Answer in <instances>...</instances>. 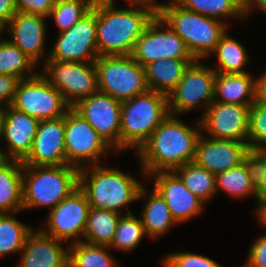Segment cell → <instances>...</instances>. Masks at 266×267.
<instances>
[{"instance_id": "cell-2", "label": "cell", "mask_w": 266, "mask_h": 267, "mask_svg": "<svg viewBox=\"0 0 266 267\" xmlns=\"http://www.w3.org/2000/svg\"><path fill=\"white\" fill-rule=\"evenodd\" d=\"M157 15V5L129 6L97 3L96 40L99 56L132 55L136 41Z\"/></svg>"}, {"instance_id": "cell-13", "label": "cell", "mask_w": 266, "mask_h": 267, "mask_svg": "<svg viewBox=\"0 0 266 267\" xmlns=\"http://www.w3.org/2000/svg\"><path fill=\"white\" fill-rule=\"evenodd\" d=\"M131 56L142 66L163 58L195 59L182 38L158 14L136 41Z\"/></svg>"}, {"instance_id": "cell-12", "label": "cell", "mask_w": 266, "mask_h": 267, "mask_svg": "<svg viewBox=\"0 0 266 267\" xmlns=\"http://www.w3.org/2000/svg\"><path fill=\"white\" fill-rule=\"evenodd\" d=\"M97 2L69 30L59 32L48 59L62 62H95L99 57L96 40Z\"/></svg>"}, {"instance_id": "cell-35", "label": "cell", "mask_w": 266, "mask_h": 267, "mask_svg": "<svg viewBox=\"0 0 266 267\" xmlns=\"http://www.w3.org/2000/svg\"><path fill=\"white\" fill-rule=\"evenodd\" d=\"M118 221L114 239L109 246L111 249L131 252L140 245L143 237H146L142 222L130 210H126Z\"/></svg>"}, {"instance_id": "cell-6", "label": "cell", "mask_w": 266, "mask_h": 267, "mask_svg": "<svg viewBox=\"0 0 266 267\" xmlns=\"http://www.w3.org/2000/svg\"><path fill=\"white\" fill-rule=\"evenodd\" d=\"M169 114L168 96L156 91L122 101L120 152L133 148L136 153Z\"/></svg>"}, {"instance_id": "cell-45", "label": "cell", "mask_w": 266, "mask_h": 267, "mask_svg": "<svg viewBox=\"0 0 266 267\" xmlns=\"http://www.w3.org/2000/svg\"><path fill=\"white\" fill-rule=\"evenodd\" d=\"M94 2L97 3H102L106 5H112L115 6V3L117 2L116 0H93ZM127 1L129 6H139V5H157L158 2L157 0H125Z\"/></svg>"}, {"instance_id": "cell-23", "label": "cell", "mask_w": 266, "mask_h": 267, "mask_svg": "<svg viewBox=\"0 0 266 267\" xmlns=\"http://www.w3.org/2000/svg\"><path fill=\"white\" fill-rule=\"evenodd\" d=\"M259 98V77L252 73H216L214 101L252 106Z\"/></svg>"}, {"instance_id": "cell-14", "label": "cell", "mask_w": 266, "mask_h": 267, "mask_svg": "<svg viewBox=\"0 0 266 267\" xmlns=\"http://www.w3.org/2000/svg\"><path fill=\"white\" fill-rule=\"evenodd\" d=\"M90 208L86 195L78 187L49 210L45 224L47 228L40 227V230L57 240L69 241V245L83 241Z\"/></svg>"}, {"instance_id": "cell-37", "label": "cell", "mask_w": 266, "mask_h": 267, "mask_svg": "<svg viewBox=\"0 0 266 267\" xmlns=\"http://www.w3.org/2000/svg\"><path fill=\"white\" fill-rule=\"evenodd\" d=\"M247 144L251 152L266 149V102L260 98L250 106Z\"/></svg>"}, {"instance_id": "cell-31", "label": "cell", "mask_w": 266, "mask_h": 267, "mask_svg": "<svg viewBox=\"0 0 266 267\" xmlns=\"http://www.w3.org/2000/svg\"><path fill=\"white\" fill-rule=\"evenodd\" d=\"M174 172L181 178L186 188L206 204L217 194L216 175L195 162H188Z\"/></svg>"}, {"instance_id": "cell-30", "label": "cell", "mask_w": 266, "mask_h": 267, "mask_svg": "<svg viewBox=\"0 0 266 267\" xmlns=\"http://www.w3.org/2000/svg\"><path fill=\"white\" fill-rule=\"evenodd\" d=\"M105 245H93L84 241L69 245L68 267H117L118 262L111 256Z\"/></svg>"}, {"instance_id": "cell-49", "label": "cell", "mask_w": 266, "mask_h": 267, "mask_svg": "<svg viewBox=\"0 0 266 267\" xmlns=\"http://www.w3.org/2000/svg\"><path fill=\"white\" fill-rule=\"evenodd\" d=\"M6 31V26L0 21V41L4 40L1 36Z\"/></svg>"}, {"instance_id": "cell-26", "label": "cell", "mask_w": 266, "mask_h": 267, "mask_svg": "<svg viewBox=\"0 0 266 267\" xmlns=\"http://www.w3.org/2000/svg\"><path fill=\"white\" fill-rule=\"evenodd\" d=\"M23 163L7 160L0 166V208L4 213L23 212Z\"/></svg>"}, {"instance_id": "cell-20", "label": "cell", "mask_w": 266, "mask_h": 267, "mask_svg": "<svg viewBox=\"0 0 266 267\" xmlns=\"http://www.w3.org/2000/svg\"><path fill=\"white\" fill-rule=\"evenodd\" d=\"M46 19L48 18L42 15L17 12L6 26L5 32H9L11 39L8 38V40L36 65L39 64L40 59L42 62V57L45 61L41 64H44L49 55L44 51V45L47 42L46 32H48Z\"/></svg>"}, {"instance_id": "cell-50", "label": "cell", "mask_w": 266, "mask_h": 267, "mask_svg": "<svg viewBox=\"0 0 266 267\" xmlns=\"http://www.w3.org/2000/svg\"><path fill=\"white\" fill-rule=\"evenodd\" d=\"M7 161V159L5 158L4 156V153H3V149L1 150L0 149V166L5 163Z\"/></svg>"}, {"instance_id": "cell-3", "label": "cell", "mask_w": 266, "mask_h": 267, "mask_svg": "<svg viewBox=\"0 0 266 267\" xmlns=\"http://www.w3.org/2000/svg\"><path fill=\"white\" fill-rule=\"evenodd\" d=\"M143 183L117 167L91 165L79 169V188L90 207L114 211L123 215L122 207L138 201Z\"/></svg>"}, {"instance_id": "cell-7", "label": "cell", "mask_w": 266, "mask_h": 267, "mask_svg": "<svg viewBox=\"0 0 266 267\" xmlns=\"http://www.w3.org/2000/svg\"><path fill=\"white\" fill-rule=\"evenodd\" d=\"M100 92L125 101L149 90L145 68L131 55H105L95 60Z\"/></svg>"}, {"instance_id": "cell-43", "label": "cell", "mask_w": 266, "mask_h": 267, "mask_svg": "<svg viewBox=\"0 0 266 267\" xmlns=\"http://www.w3.org/2000/svg\"><path fill=\"white\" fill-rule=\"evenodd\" d=\"M17 13L16 0H0V21L7 26Z\"/></svg>"}, {"instance_id": "cell-25", "label": "cell", "mask_w": 266, "mask_h": 267, "mask_svg": "<svg viewBox=\"0 0 266 267\" xmlns=\"http://www.w3.org/2000/svg\"><path fill=\"white\" fill-rule=\"evenodd\" d=\"M196 59L154 60L144 66L149 90L169 95L179 84L184 72Z\"/></svg>"}, {"instance_id": "cell-32", "label": "cell", "mask_w": 266, "mask_h": 267, "mask_svg": "<svg viewBox=\"0 0 266 267\" xmlns=\"http://www.w3.org/2000/svg\"><path fill=\"white\" fill-rule=\"evenodd\" d=\"M14 214L5 213L0 217V257L20 253L27 236L34 229L29 224L17 219Z\"/></svg>"}, {"instance_id": "cell-19", "label": "cell", "mask_w": 266, "mask_h": 267, "mask_svg": "<svg viewBox=\"0 0 266 267\" xmlns=\"http://www.w3.org/2000/svg\"><path fill=\"white\" fill-rule=\"evenodd\" d=\"M251 150L247 143L215 139L201 133L194 162L214 175L242 164Z\"/></svg>"}, {"instance_id": "cell-27", "label": "cell", "mask_w": 266, "mask_h": 267, "mask_svg": "<svg viewBox=\"0 0 266 267\" xmlns=\"http://www.w3.org/2000/svg\"><path fill=\"white\" fill-rule=\"evenodd\" d=\"M216 190L224 191L235 199L254 196L257 193L254 179L253 161L249 156L242 164L216 175Z\"/></svg>"}, {"instance_id": "cell-24", "label": "cell", "mask_w": 266, "mask_h": 267, "mask_svg": "<svg viewBox=\"0 0 266 267\" xmlns=\"http://www.w3.org/2000/svg\"><path fill=\"white\" fill-rule=\"evenodd\" d=\"M148 190L145 185H142L139 191L138 201H144L140 220L146 236L155 240L164 236L178 224L173 219L168 205L158 191L154 187L150 190L151 192H148Z\"/></svg>"}, {"instance_id": "cell-18", "label": "cell", "mask_w": 266, "mask_h": 267, "mask_svg": "<svg viewBox=\"0 0 266 267\" xmlns=\"http://www.w3.org/2000/svg\"><path fill=\"white\" fill-rule=\"evenodd\" d=\"M22 163L27 166L66 164L65 116L39 120L31 151Z\"/></svg>"}, {"instance_id": "cell-41", "label": "cell", "mask_w": 266, "mask_h": 267, "mask_svg": "<svg viewBox=\"0 0 266 267\" xmlns=\"http://www.w3.org/2000/svg\"><path fill=\"white\" fill-rule=\"evenodd\" d=\"M56 0H16L17 12L42 15L48 17Z\"/></svg>"}, {"instance_id": "cell-28", "label": "cell", "mask_w": 266, "mask_h": 267, "mask_svg": "<svg viewBox=\"0 0 266 267\" xmlns=\"http://www.w3.org/2000/svg\"><path fill=\"white\" fill-rule=\"evenodd\" d=\"M246 50V47L239 40L229 36V33L226 32L209 56L216 55L213 57H216L218 62L217 66H213L212 69L216 73L228 74L249 72L245 69L250 61L249 53Z\"/></svg>"}, {"instance_id": "cell-22", "label": "cell", "mask_w": 266, "mask_h": 267, "mask_svg": "<svg viewBox=\"0 0 266 267\" xmlns=\"http://www.w3.org/2000/svg\"><path fill=\"white\" fill-rule=\"evenodd\" d=\"M62 243L40 229L27 236L17 267H68L69 245L64 248Z\"/></svg>"}, {"instance_id": "cell-15", "label": "cell", "mask_w": 266, "mask_h": 267, "mask_svg": "<svg viewBox=\"0 0 266 267\" xmlns=\"http://www.w3.org/2000/svg\"><path fill=\"white\" fill-rule=\"evenodd\" d=\"M121 103L109 94L98 91L72 107L98 132L114 153L120 152Z\"/></svg>"}, {"instance_id": "cell-34", "label": "cell", "mask_w": 266, "mask_h": 267, "mask_svg": "<svg viewBox=\"0 0 266 267\" xmlns=\"http://www.w3.org/2000/svg\"><path fill=\"white\" fill-rule=\"evenodd\" d=\"M187 10L225 22L228 18H244L240 0H176Z\"/></svg>"}, {"instance_id": "cell-17", "label": "cell", "mask_w": 266, "mask_h": 267, "mask_svg": "<svg viewBox=\"0 0 266 267\" xmlns=\"http://www.w3.org/2000/svg\"><path fill=\"white\" fill-rule=\"evenodd\" d=\"M146 179H154V188L165 200L178 225L188 222L205 210L206 203L187 189L174 171L156 172Z\"/></svg>"}, {"instance_id": "cell-38", "label": "cell", "mask_w": 266, "mask_h": 267, "mask_svg": "<svg viewBox=\"0 0 266 267\" xmlns=\"http://www.w3.org/2000/svg\"><path fill=\"white\" fill-rule=\"evenodd\" d=\"M161 261L164 267H223L201 254L188 251L169 252Z\"/></svg>"}, {"instance_id": "cell-44", "label": "cell", "mask_w": 266, "mask_h": 267, "mask_svg": "<svg viewBox=\"0 0 266 267\" xmlns=\"http://www.w3.org/2000/svg\"><path fill=\"white\" fill-rule=\"evenodd\" d=\"M240 7L244 18L256 8L266 15V0H240Z\"/></svg>"}, {"instance_id": "cell-51", "label": "cell", "mask_w": 266, "mask_h": 267, "mask_svg": "<svg viewBox=\"0 0 266 267\" xmlns=\"http://www.w3.org/2000/svg\"><path fill=\"white\" fill-rule=\"evenodd\" d=\"M5 213L0 208V217L3 216Z\"/></svg>"}, {"instance_id": "cell-16", "label": "cell", "mask_w": 266, "mask_h": 267, "mask_svg": "<svg viewBox=\"0 0 266 267\" xmlns=\"http://www.w3.org/2000/svg\"><path fill=\"white\" fill-rule=\"evenodd\" d=\"M250 106L213 102L199 117L207 137L247 143ZM204 132V133H203Z\"/></svg>"}, {"instance_id": "cell-40", "label": "cell", "mask_w": 266, "mask_h": 267, "mask_svg": "<svg viewBox=\"0 0 266 267\" xmlns=\"http://www.w3.org/2000/svg\"><path fill=\"white\" fill-rule=\"evenodd\" d=\"M243 267H266V232L251 243Z\"/></svg>"}, {"instance_id": "cell-21", "label": "cell", "mask_w": 266, "mask_h": 267, "mask_svg": "<svg viewBox=\"0 0 266 267\" xmlns=\"http://www.w3.org/2000/svg\"><path fill=\"white\" fill-rule=\"evenodd\" d=\"M39 120L25 112L19 111L11 105L6 106L3 150L7 160L23 161L31 151L35 139Z\"/></svg>"}, {"instance_id": "cell-48", "label": "cell", "mask_w": 266, "mask_h": 267, "mask_svg": "<svg viewBox=\"0 0 266 267\" xmlns=\"http://www.w3.org/2000/svg\"><path fill=\"white\" fill-rule=\"evenodd\" d=\"M5 112H6V106L0 105V143H1V139H3Z\"/></svg>"}, {"instance_id": "cell-4", "label": "cell", "mask_w": 266, "mask_h": 267, "mask_svg": "<svg viewBox=\"0 0 266 267\" xmlns=\"http://www.w3.org/2000/svg\"><path fill=\"white\" fill-rule=\"evenodd\" d=\"M157 14L182 38L196 60L207 59L229 30L225 22L187 10L176 0L158 2Z\"/></svg>"}, {"instance_id": "cell-11", "label": "cell", "mask_w": 266, "mask_h": 267, "mask_svg": "<svg viewBox=\"0 0 266 267\" xmlns=\"http://www.w3.org/2000/svg\"><path fill=\"white\" fill-rule=\"evenodd\" d=\"M113 150L99 136L98 132L73 108L65 114L66 164L78 169L100 165L107 152Z\"/></svg>"}, {"instance_id": "cell-47", "label": "cell", "mask_w": 266, "mask_h": 267, "mask_svg": "<svg viewBox=\"0 0 266 267\" xmlns=\"http://www.w3.org/2000/svg\"><path fill=\"white\" fill-rule=\"evenodd\" d=\"M259 77V98L266 102V70L258 75Z\"/></svg>"}, {"instance_id": "cell-42", "label": "cell", "mask_w": 266, "mask_h": 267, "mask_svg": "<svg viewBox=\"0 0 266 267\" xmlns=\"http://www.w3.org/2000/svg\"><path fill=\"white\" fill-rule=\"evenodd\" d=\"M20 79L14 75L0 74V105H11Z\"/></svg>"}, {"instance_id": "cell-9", "label": "cell", "mask_w": 266, "mask_h": 267, "mask_svg": "<svg viewBox=\"0 0 266 267\" xmlns=\"http://www.w3.org/2000/svg\"><path fill=\"white\" fill-rule=\"evenodd\" d=\"M41 70V74L63 95L71 108L99 91L94 62L46 60Z\"/></svg>"}, {"instance_id": "cell-36", "label": "cell", "mask_w": 266, "mask_h": 267, "mask_svg": "<svg viewBox=\"0 0 266 267\" xmlns=\"http://www.w3.org/2000/svg\"><path fill=\"white\" fill-rule=\"evenodd\" d=\"M93 4V0H56L55 6L47 18L54 19L57 29L63 32L69 30L87 14L92 9Z\"/></svg>"}, {"instance_id": "cell-46", "label": "cell", "mask_w": 266, "mask_h": 267, "mask_svg": "<svg viewBox=\"0 0 266 267\" xmlns=\"http://www.w3.org/2000/svg\"><path fill=\"white\" fill-rule=\"evenodd\" d=\"M255 215L256 219L260 222L259 224L266 227V200L258 206Z\"/></svg>"}, {"instance_id": "cell-39", "label": "cell", "mask_w": 266, "mask_h": 267, "mask_svg": "<svg viewBox=\"0 0 266 267\" xmlns=\"http://www.w3.org/2000/svg\"><path fill=\"white\" fill-rule=\"evenodd\" d=\"M250 156L253 161L257 193V204L254 209L255 212L258 209V206L266 200V149L252 151Z\"/></svg>"}, {"instance_id": "cell-29", "label": "cell", "mask_w": 266, "mask_h": 267, "mask_svg": "<svg viewBox=\"0 0 266 267\" xmlns=\"http://www.w3.org/2000/svg\"><path fill=\"white\" fill-rule=\"evenodd\" d=\"M122 215L114 211L91 207L88 213L83 241L93 245L110 246Z\"/></svg>"}, {"instance_id": "cell-1", "label": "cell", "mask_w": 266, "mask_h": 267, "mask_svg": "<svg viewBox=\"0 0 266 267\" xmlns=\"http://www.w3.org/2000/svg\"><path fill=\"white\" fill-rule=\"evenodd\" d=\"M178 117L169 114L136 152L145 178L194 162L197 142L202 133L200 119L195 120L193 127Z\"/></svg>"}, {"instance_id": "cell-10", "label": "cell", "mask_w": 266, "mask_h": 267, "mask_svg": "<svg viewBox=\"0 0 266 267\" xmlns=\"http://www.w3.org/2000/svg\"><path fill=\"white\" fill-rule=\"evenodd\" d=\"M40 72L19 81L11 106L38 120L65 116L71 107Z\"/></svg>"}, {"instance_id": "cell-5", "label": "cell", "mask_w": 266, "mask_h": 267, "mask_svg": "<svg viewBox=\"0 0 266 267\" xmlns=\"http://www.w3.org/2000/svg\"><path fill=\"white\" fill-rule=\"evenodd\" d=\"M79 187V169L61 166L23 165V211L49 207L53 209Z\"/></svg>"}, {"instance_id": "cell-8", "label": "cell", "mask_w": 266, "mask_h": 267, "mask_svg": "<svg viewBox=\"0 0 266 267\" xmlns=\"http://www.w3.org/2000/svg\"><path fill=\"white\" fill-rule=\"evenodd\" d=\"M196 60L184 72L177 87L168 95L169 111L181 116L203 107L202 115L214 102L216 72L211 65Z\"/></svg>"}, {"instance_id": "cell-33", "label": "cell", "mask_w": 266, "mask_h": 267, "mask_svg": "<svg viewBox=\"0 0 266 267\" xmlns=\"http://www.w3.org/2000/svg\"><path fill=\"white\" fill-rule=\"evenodd\" d=\"M36 67L38 66L7 38L0 41V74L14 75L20 80L29 79L38 73Z\"/></svg>"}]
</instances>
